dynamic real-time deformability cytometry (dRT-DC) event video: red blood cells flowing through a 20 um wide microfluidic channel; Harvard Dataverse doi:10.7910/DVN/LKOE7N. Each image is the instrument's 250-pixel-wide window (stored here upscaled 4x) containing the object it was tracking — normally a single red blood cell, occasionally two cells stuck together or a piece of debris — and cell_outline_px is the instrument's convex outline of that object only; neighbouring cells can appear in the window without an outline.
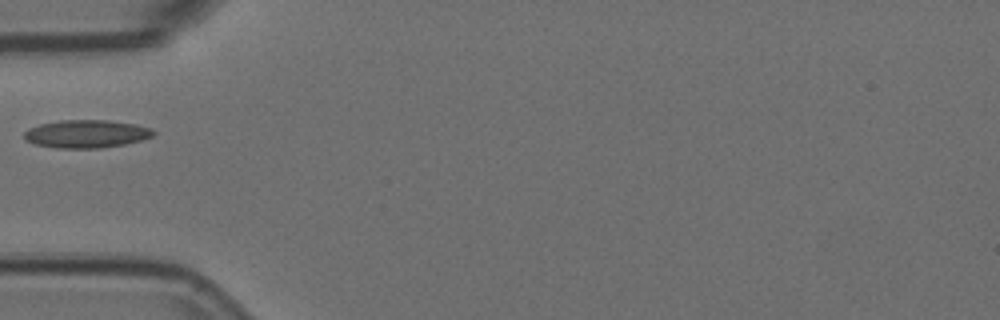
{"species": "Egyptian fruit bat (a non-hibernating species)", "species_latin": "Rousettus aegyptiacus", "temperature_condition": "room temperature", "stored_images_in_passage": 5, "camera_frame_rate_fps": 3000, "um_per_image_px": 0.085, "animal": {"sex": "female"}, "frame": {"image": 1, "passage_image": 5, "time_ms": 1.333, "image_size_px": [1000, 320], "cell_outline_px": [[156, 132], [152, 136], [140, 140], [124, 144], [100, 148], [56, 148], [36, 144], [24, 140], [24, 132], [28, 128], [40, 124], [60, 120], [108, 120], [132, 124], [152, 128]], "centroid_in_image_um": [7.31, 11.38], "position_along_channel_um": 77.7, "area_um2": 20.98}}